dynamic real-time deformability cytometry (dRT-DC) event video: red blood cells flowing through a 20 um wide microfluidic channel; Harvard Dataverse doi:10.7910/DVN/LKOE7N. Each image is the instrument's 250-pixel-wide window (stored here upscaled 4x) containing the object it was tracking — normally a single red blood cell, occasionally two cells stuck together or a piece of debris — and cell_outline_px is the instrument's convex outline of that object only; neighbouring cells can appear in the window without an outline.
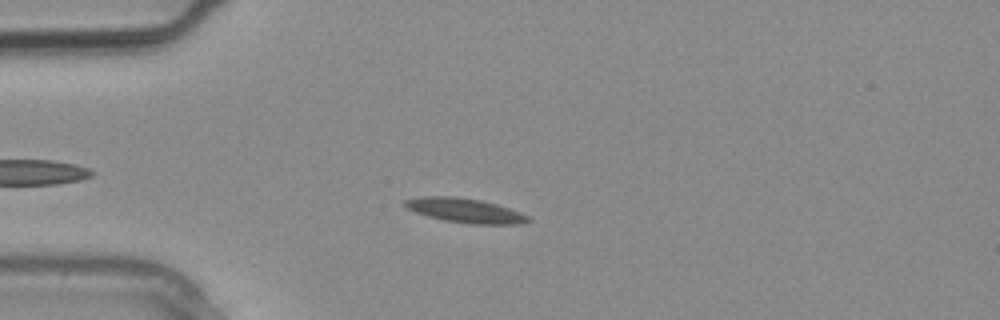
{"species": "common noctule bat (a hibernating species)", "species_latin": "Nyctalus noctula", "temperature_condition": "warm", "stored_images_in_passage": 2, "camera_frame_rate_fps": 3000, "um_per_image_px": 0.085, "animal": {"sex": "male", "body_mass_g": 20.4}, "frame": {"image": 1, "passage_image": 2, "time_ms": 0.333, "image_size_px": [1000, 320], "cell_outline_px": [[532, 220], [520, 224], [472, 224], [444, 220], [428, 216], [416, 212], [408, 208], [404, 204], [404, 200], [424, 196], [456, 196], [480, 200], [496, 204], [520, 212], [528, 216]], "centroid_in_image_um": [39.55, 17.89], "position_along_channel_um": 45.4, "area_um2": 17.34}}